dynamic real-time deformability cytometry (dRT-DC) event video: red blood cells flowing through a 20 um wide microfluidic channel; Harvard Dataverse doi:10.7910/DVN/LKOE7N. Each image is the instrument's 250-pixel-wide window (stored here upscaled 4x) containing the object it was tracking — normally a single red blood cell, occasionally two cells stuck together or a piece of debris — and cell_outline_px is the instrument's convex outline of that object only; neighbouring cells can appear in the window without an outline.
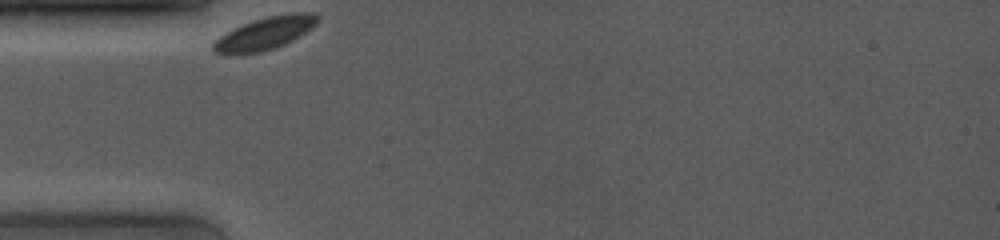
{"species": "common noctule bat (a hibernating species)", "species_latin": "Nyctalus noctula", "temperature_condition": "room temperature", "stored_images_in_passage": 3, "camera_frame_rate_fps": 4000, "um_per_image_px": 0.085, "animal": {"sex": "female", "body_mass_g": 19.0, "forearm_length_mm": 53.3}, "frame": {"image": 1, "passage_image": 1, "time_ms": 0.0, "image_size_px": [1000, 240], "cell_outline_px": [[320, 20], [316, 24], [292, 40], [276, 48], [260, 52], [216, 52], [212, 48], [212, 44], [220, 36], [232, 28], [268, 16], [288, 12], [308, 12], [320, 16]], "centroid_in_image_um": [22.58, 2.79], "position_along_channel_um": 62.4, "area_um2": 19.25}}